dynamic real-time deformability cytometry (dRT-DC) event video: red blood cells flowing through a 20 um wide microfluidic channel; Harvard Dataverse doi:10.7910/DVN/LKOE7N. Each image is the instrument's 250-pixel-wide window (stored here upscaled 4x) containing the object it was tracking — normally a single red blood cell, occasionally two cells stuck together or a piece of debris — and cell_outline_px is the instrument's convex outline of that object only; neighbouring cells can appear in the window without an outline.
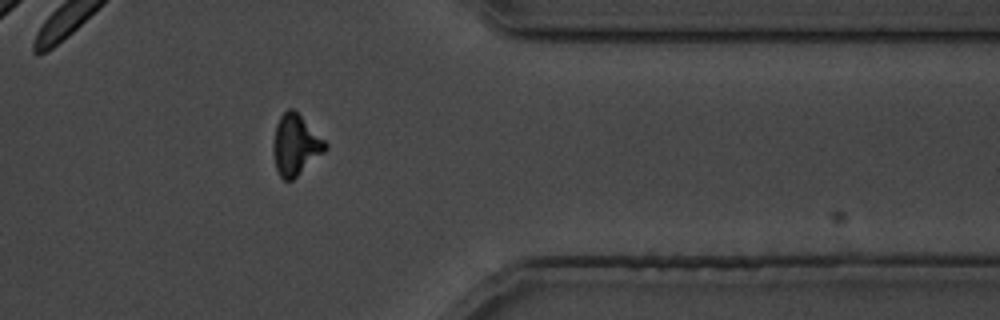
{"species": "common noctule bat (a hibernating species)", "species_latin": "Nyctalus noctula", "temperature_condition": "cold", "stored_images_in_passage": 25, "camera_frame_rate_fps": 3000, "um_per_image_px": 0.085, "animal": {"sex": "male", "body_mass_g": 19.5, "forearm_length_mm": 54.6}, "frame": {"image": 1, "passage_image": 18, "time_ms": 21.333, "image_size_px": [1000, 320], "cell_outline_px": [[328, 148], [324, 152], [292, 180], [284, 180], [280, 176], [276, 168], [272, 144], [276, 124], [280, 116], [288, 108], [292, 108], [328, 144]], "centroid_in_image_um": [25.1, 12.32], "position_along_channel_um": 386.3, "area_um2": 18.03}}